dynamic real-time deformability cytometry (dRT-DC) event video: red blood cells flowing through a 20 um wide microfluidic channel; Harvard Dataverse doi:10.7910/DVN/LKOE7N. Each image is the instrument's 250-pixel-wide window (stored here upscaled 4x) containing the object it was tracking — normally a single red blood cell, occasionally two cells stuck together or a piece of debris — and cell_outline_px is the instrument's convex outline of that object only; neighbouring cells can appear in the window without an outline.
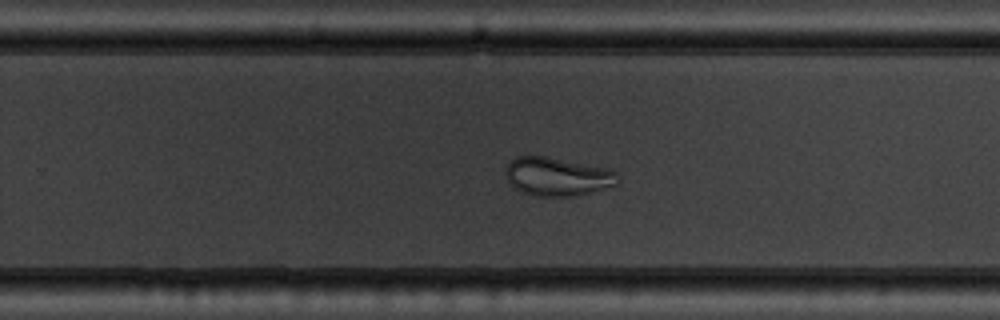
{"species": "common noctule bat (a hibernating species)", "species_latin": "Nyctalus noctula", "temperature_condition": "warm", "stored_images_in_passage": 41, "segment_of_instrument_passage": [1, 2], "camera_frame_rate_fps": 3000, "um_per_image_px": 0.085, "animal": {"sex": "male", "body_mass_g": 19.5, "forearm_length_mm": 54.6}, "frame": {"image": 1, "passage_image": 21, "time_ms": 6.667, "image_size_px": [1000, 320], "cell_outline_px": [[616, 184], [580, 196], [536, 196], [520, 192], [508, 184], [504, 172], [508, 164], [516, 156], [548, 156], [612, 168], [616, 172]], "centroid_in_image_um": [47.35, 15.0], "position_along_channel_um": 282.5, "area_um2": 25.61}}
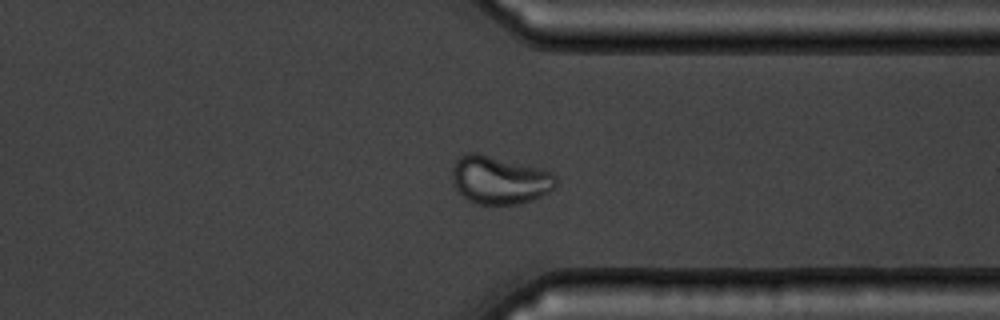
{"frame": {"image": 2, "passage_image": 28, "time_ms": 9.0, "image_size_px": [1000, 320], "cell_outline_px": [[556, 184], [548, 192], [532, 200], [516, 204], [476, 204], [468, 200], [456, 188], [452, 180], [452, 164], [460, 156], [468, 152], [476, 152], [540, 168], [556, 176]], "centroid_in_image_um": [42.42, 15.29], "position_along_channel_um": 369.0, "area_um2": 28.84}}
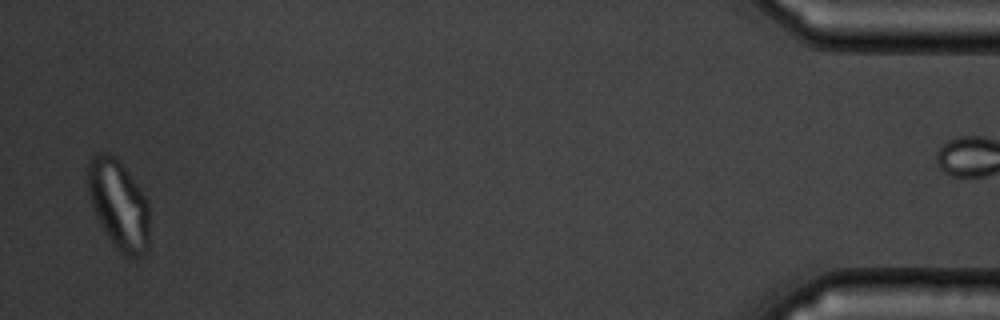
{"frame": {"image": 3, "passage_image": 39, "time_ms": 12.667, "image_size_px": [1000, 320], "cell_outline_px": [[148, 252], [140, 256], [124, 256], [116, 248], [108, 236], [92, 204], [88, 188], [88, 160], [96, 152], [100, 152], [116, 156], [140, 188], [148, 200]], "centroid_in_image_um": [10.11, 17.36], "position_along_channel_um": 425.1, "area_um2": 31.67}}